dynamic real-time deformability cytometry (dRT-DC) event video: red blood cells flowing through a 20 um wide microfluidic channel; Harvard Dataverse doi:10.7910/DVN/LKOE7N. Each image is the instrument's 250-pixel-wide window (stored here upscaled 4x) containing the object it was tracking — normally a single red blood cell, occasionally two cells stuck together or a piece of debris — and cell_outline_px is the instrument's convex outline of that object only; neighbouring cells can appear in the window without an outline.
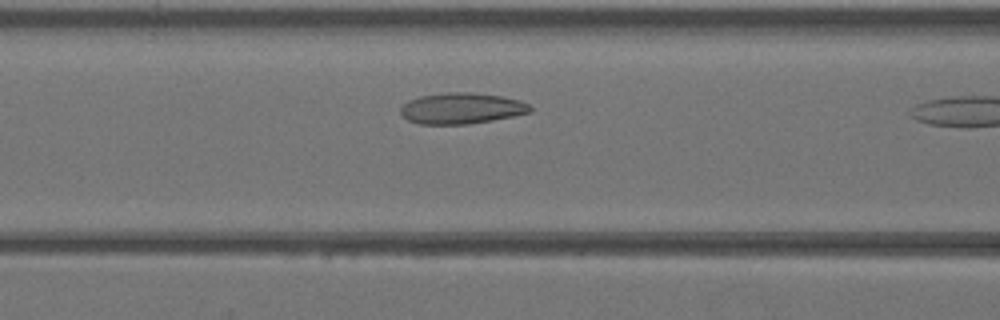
{"species": "Egyptian fruit bat (a non-hibernating species)", "species_latin": "Rousettus aegyptiacus", "temperature_condition": "warm", "stored_images_in_passage": 9, "camera_frame_rate_fps": 3000, "um_per_image_px": 0.085, "animal": {"sex": "female"}, "frame": {"image": 1, "passage_image": 8, "time_ms": 2.333, "image_size_px": [1000, 320], "cell_outline_px": [[532, 112], [492, 120], [468, 124], [420, 124], [408, 120], [400, 112], [400, 108], [408, 100], [420, 96], [448, 92], [468, 92], [500, 96], [520, 100], [528, 104], [532, 108]], "centroid_in_image_um": [39.22, 9.21], "position_along_channel_um": 127.4, "area_um2": 23.29}}